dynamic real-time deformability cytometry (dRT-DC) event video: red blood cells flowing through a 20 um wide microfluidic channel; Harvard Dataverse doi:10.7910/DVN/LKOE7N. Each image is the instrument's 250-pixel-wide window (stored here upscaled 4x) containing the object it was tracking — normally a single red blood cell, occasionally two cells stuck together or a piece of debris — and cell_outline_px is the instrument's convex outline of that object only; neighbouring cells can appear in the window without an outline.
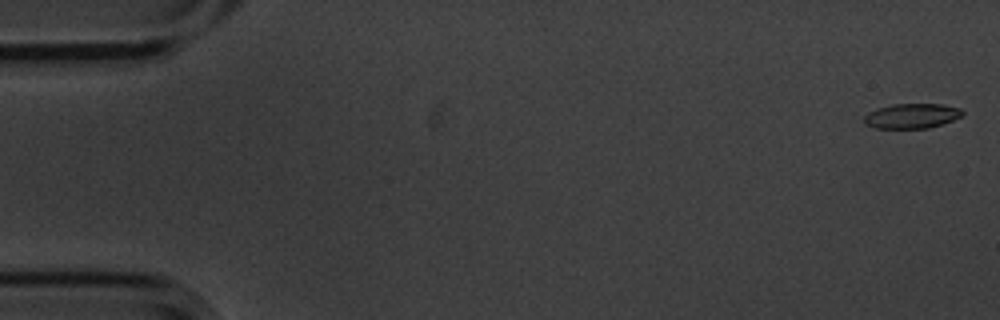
{"species": "common noctule bat (a hibernating species)", "species_latin": "Nyctalus noctula", "temperature_condition": "cold", "stored_images_in_passage": 4, "camera_frame_rate_fps": 3000, "um_per_image_px": 0.085, "animal": {"sex": "male", "body_mass_g": 20.1, "forearm_length_mm": 53.5}, "frame": {"image": 1, "passage_image": 1, "time_ms": 0.0, "image_size_px": [1000, 320], "cell_outline_px": [[964, 112], [960, 116], [952, 120], [928, 128], [876, 128], [864, 124], [864, 116], [868, 112], [876, 108], [892, 104], [944, 104], [960, 108]], "centroid_in_image_um": [77.46, 9.84], "position_along_channel_um": 7.5, "area_um2": 14.22}}